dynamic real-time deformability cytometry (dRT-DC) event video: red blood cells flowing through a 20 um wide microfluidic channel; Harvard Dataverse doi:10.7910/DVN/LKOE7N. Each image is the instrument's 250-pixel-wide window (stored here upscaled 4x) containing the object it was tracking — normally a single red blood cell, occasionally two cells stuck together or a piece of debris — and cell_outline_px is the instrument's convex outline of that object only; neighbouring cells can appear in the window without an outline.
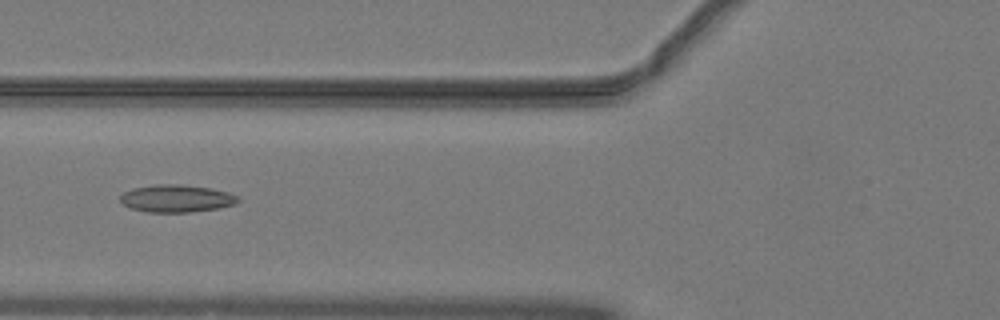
{"species": "common noctule bat (a hibernating species)", "species_latin": "Nyctalus noctula", "temperature_condition": "warm", "stored_images_in_passage": 37, "camera_frame_rate_fps": 3000, "um_per_image_px": 0.085, "animal": {"sex": "male", "body_mass_g": 19.2, "forearm_length_mm": 51.8}, "frame": {"image": 1, "passage_image": 6, "time_ms": 1.667, "image_size_px": [1000, 320], "cell_outline_px": [[240, 200], [236, 204], [220, 208], [188, 212], [148, 212], [128, 208], [120, 200], [120, 196], [124, 192], [132, 188], [156, 184], [180, 184], [212, 188], [228, 192], [240, 196]], "centroid_in_image_um": [15.03, 16.86], "position_along_channel_um": 110.8, "area_um2": 19.07}}
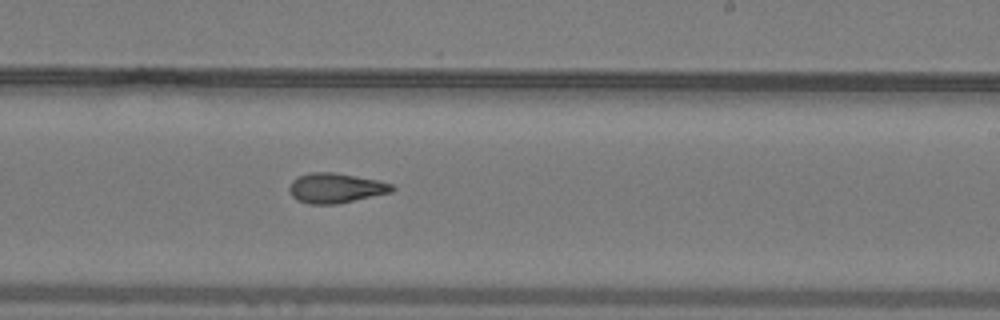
{"frame": {"image": 2, "passage_image": 17, "time_ms": 5.333, "image_size_px": [1000, 320], "cell_outline_px": [[396, 188], [392, 192], [336, 204], [308, 204], [296, 200], [292, 196], [288, 188], [292, 180], [308, 172], [332, 172], [380, 180], [392, 184]], "centroid_in_image_um": [28.53, 15.98], "position_along_channel_um": 260.5, "area_um2": 17.98}}
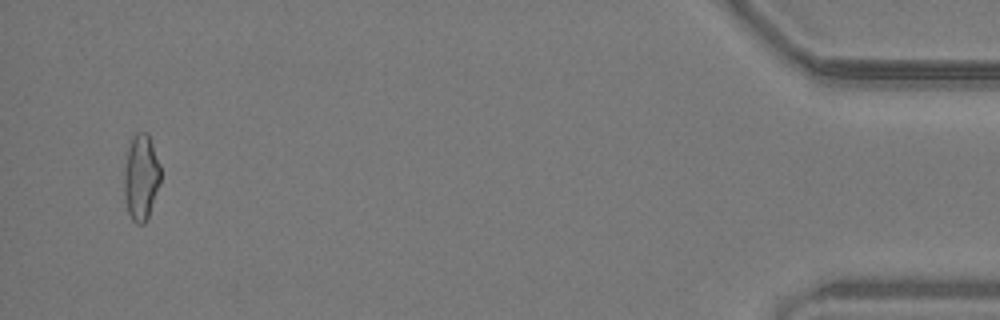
{"frame": {"image": 3, "passage_image": 35, "time_ms": 11.333, "image_size_px": [1000, 320], "cell_outline_px": [[160, 184], [148, 220], [144, 224], [136, 224], [132, 220], [128, 212], [124, 196], [124, 168], [128, 148], [132, 136], [136, 132], [148, 132], [160, 164]], "centroid_in_image_um": [11.99, 15.09], "position_along_channel_um": 423.2, "area_um2": 18.61}, "authors_computed_cell_mechanics": {"area_um2": 17.7446, "velocity_mm_per_s": 4.0739, "shape_relaxation_time_tau1_ms": 9.7457, "shape_relaxation_time_tau2_ms": 2.3948, "deformation_change_tau1": 0.2384, "deformation_change_tau2": 0.1041}}